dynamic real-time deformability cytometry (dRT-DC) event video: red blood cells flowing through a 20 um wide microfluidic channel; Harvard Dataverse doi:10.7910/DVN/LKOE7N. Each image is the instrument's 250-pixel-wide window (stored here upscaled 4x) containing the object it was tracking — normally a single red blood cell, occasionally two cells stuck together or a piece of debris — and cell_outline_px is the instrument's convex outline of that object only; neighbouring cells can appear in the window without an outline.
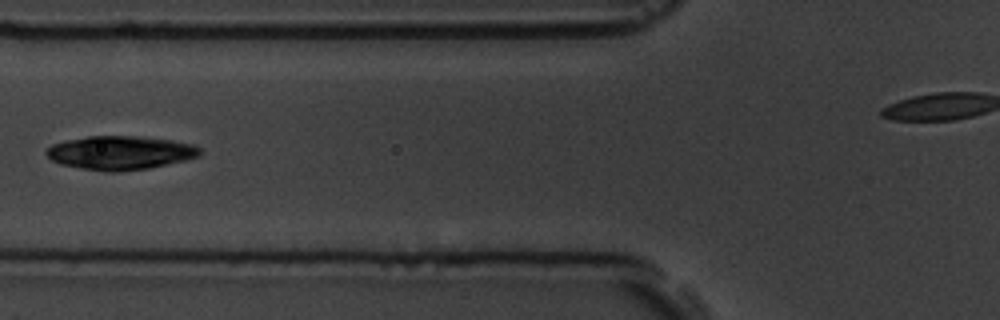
{"species": "common noctule bat (a hibernating species)", "species_latin": "Nyctalus noctula", "temperature_condition": "room temperature", "stored_images_in_passage": 7, "segment_of_instrument_passage": [1, 2], "camera_frame_rate_fps": 3000, "um_per_image_px": 0.085, "animal": {"sex": "male", "body_mass_g": 19.5, "forearm_length_mm": 54.6}, "frame": {"image": 1, "passage_image": 5, "time_ms": 4.667, "image_size_px": [1000, 320], "cell_outline_px": [[200, 156], [184, 160], [148, 168], [116, 172], [108, 172], [80, 168], [60, 164], [52, 160], [44, 152], [52, 144], [68, 140], [88, 136], [136, 136], [172, 140], [192, 144], [200, 148]], "centroid_in_image_um": [10.2, 12.98], "position_along_channel_um": 115.6, "area_um2": 30.0}}
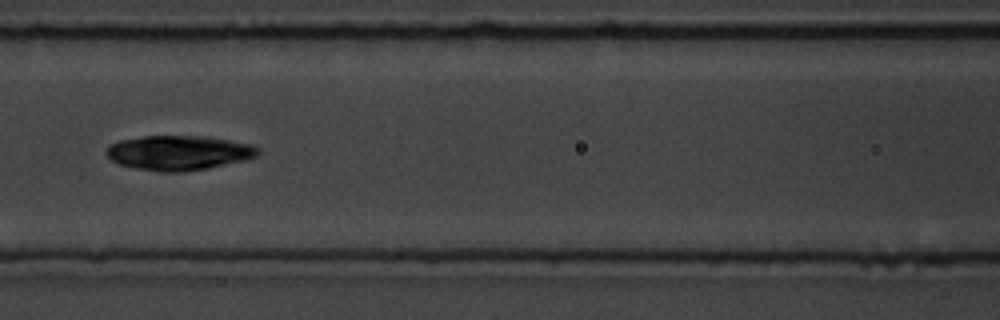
{"frame": {"image": 2, "passage_image": 6, "time_ms": 5.667, "image_size_px": [1000, 320], "cell_outline_px": [[260, 152], [256, 156], [248, 160], [208, 168], [184, 172], [160, 172], [136, 168], [120, 164], [112, 160], [104, 152], [108, 144], [120, 140], [144, 136], [200, 136], [228, 140], [248, 144], [260, 148]], "centroid_in_image_um": [15.18, 12.99], "position_along_channel_um": 151.4, "area_um2": 30.69}}